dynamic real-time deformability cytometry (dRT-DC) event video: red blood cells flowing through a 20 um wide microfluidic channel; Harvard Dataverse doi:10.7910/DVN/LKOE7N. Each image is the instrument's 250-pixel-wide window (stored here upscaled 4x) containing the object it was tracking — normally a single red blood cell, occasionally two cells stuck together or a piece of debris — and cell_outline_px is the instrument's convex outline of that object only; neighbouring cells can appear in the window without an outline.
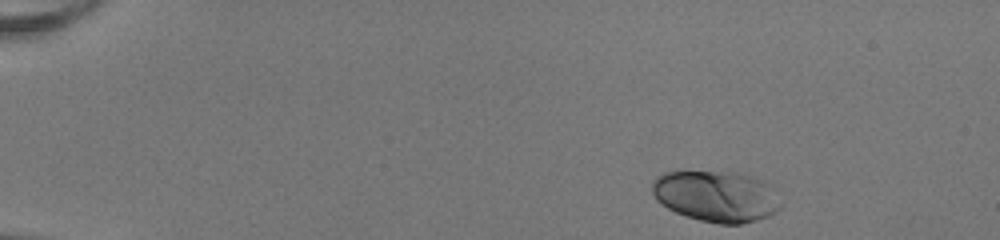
{"species": "human", "species_latin": "Homo sapiens", "temperature_condition": "room temperature", "stored_images_in_passage": 45, "camera_frame_rate_fps": 3000, "um_per_image_px": 0.085, "donor": {"sex": "female"}, "frame": {"image": 1, "passage_image": 1, "time_ms": 0.0, "image_size_px": [1000, 240], "cell_outline_px": [[780, 208], [776, 212], [768, 216], [756, 220], [740, 224], [720, 224], [700, 220], [676, 212], [668, 208], [656, 200], [652, 192], [652, 180], [656, 176], [664, 172], [744, 172], [760, 180], [764, 184], [780, 204]], "centroid_in_image_um": [60.8, 16.68], "position_along_channel_um": 24.2, "area_um2": 37.74}}
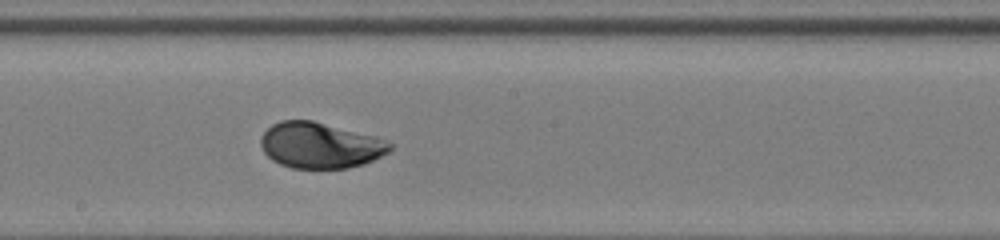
{"frame": {"image": 2, "passage_image": 24, "time_ms": 7.667, "image_size_px": [1000, 240], "cell_outline_px": [[392, 148], [388, 152], [364, 164], [348, 168], [292, 168], [280, 164], [272, 160], [264, 152], [260, 144], [260, 136], [272, 124], [280, 120], [312, 120], [376, 136], [388, 140], [392, 144]], "centroid_in_image_um": [27.21, 12.35], "position_along_channel_um": 221.0, "area_um2": 34.62}}
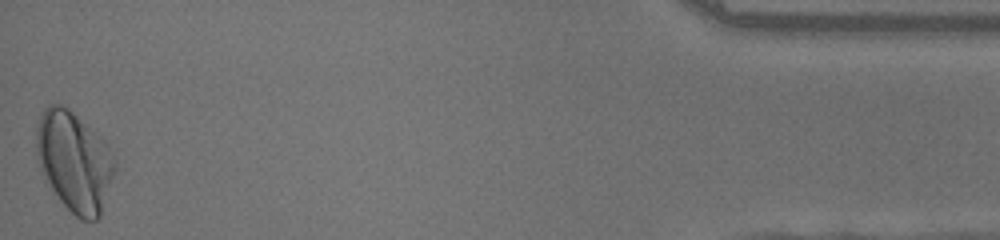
{"frame": {"image": 3, "passage_image": 45, "time_ms": 14.667, "image_size_px": [1000, 240], "cell_outline_px": [[116, 168], [100, 216], [96, 220], [80, 220], [60, 200], [44, 180], [36, 156], [36, 128], [40, 116], [44, 108], [48, 104], [60, 104], [68, 108], [100, 136], [104, 140], [116, 160]], "centroid_in_image_um": [6.3, 13.72], "position_along_channel_um": 428.9, "area_um2": 45.78}, "authors_computed_cell_mechanics": {"area_um2": 34.68, "velocity_mm_per_s": 4.0548, "shape_relaxation_time_tau1_ms": 2.8359, "shape_relaxation_time_tau2_ms": null, "deformation_change_tau1": 0.1506, "deformation_change_tau2": null}}